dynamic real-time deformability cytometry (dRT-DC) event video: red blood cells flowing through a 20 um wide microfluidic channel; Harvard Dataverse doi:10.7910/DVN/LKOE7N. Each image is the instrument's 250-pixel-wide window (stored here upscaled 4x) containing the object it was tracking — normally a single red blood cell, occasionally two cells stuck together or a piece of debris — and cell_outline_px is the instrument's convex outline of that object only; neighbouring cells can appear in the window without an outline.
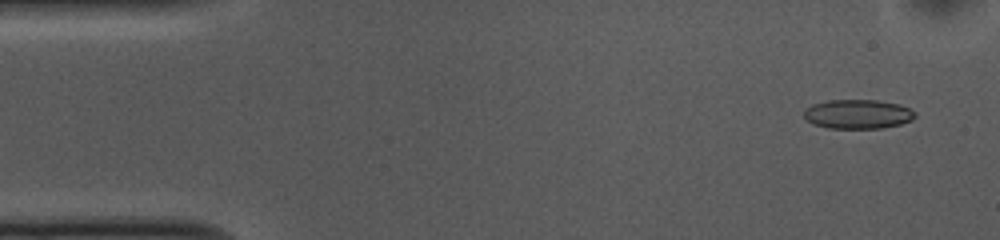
{"species": "common noctule bat (a hibernating species)", "species_latin": "Nyctalus noctula", "temperature_condition": "cold", "stored_images_in_passage": 52, "camera_frame_rate_fps": 3000, "um_per_image_px": 0.085, "animal": {"sex": "female", "body_mass_g": 10.0, "forearm_length_mm": 53.1}, "frame": {"image": 1, "passage_image": 3, "time_ms": 0.667, "image_size_px": [1000, 240], "cell_outline_px": [[916, 116], [912, 120], [900, 124], [880, 128], [828, 128], [812, 124], [804, 116], [804, 108], [812, 104], [828, 100], [876, 100], [900, 104], [916, 112]], "centroid_in_image_um": [72.9, 9.69], "position_along_channel_um": 12.1, "area_um2": 19.02}}
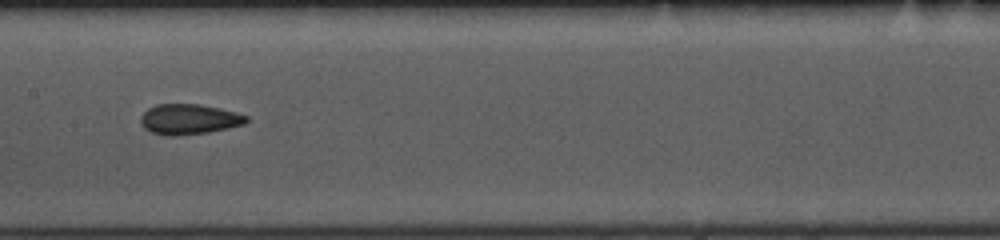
{"frame": {"image": 2, "passage_image": 25, "time_ms": 8.0, "image_size_px": [1000, 240], "cell_outline_px": [[248, 120], [244, 124], [228, 128], [208, 132], [176, 136], [164, 136], [152, 132], [144, 128], [140, 120], [140, 116], [148, 108], [156, 104], [200, 104], [220, 108], [236, 112], [248, 116]], "centroid_in_image_um": [16.06, 10.13], "position_along_channel_um": 191.3, "area_um2": 18.79}}
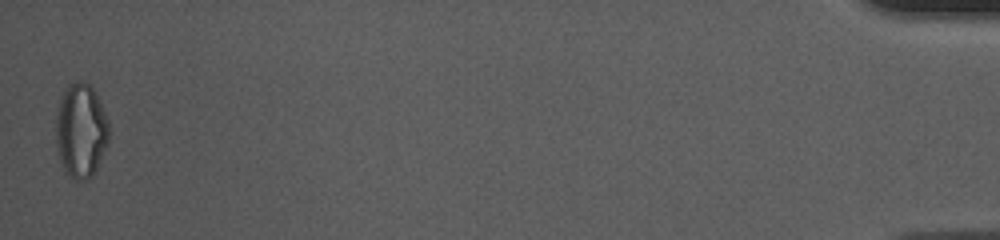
{"frame": {"image": 3, "passage_image": 52, "time_ms": 17.0, "image_size_px": [1000, 240], "cell_outline_px": [[108, 140], [96, 168], [92, 176], [88, 180], [76, 180], [64, 172], [60, 164], [56, 144], [56, 112], [60, 96], [64, 88], [68, 84], [76, 80], [84, 80], [92, 88], [108, 120]], "centroid_in_image_um": [6.83, 11.09], "position_along_channel_um": 428.4, "area_um2": 29.25}, "authors_computed_cell_mechanics": {"area_um2": 19.0451, "velocity_mm_per_s": 3.7336, "shape_relaxation_time_tau1_ms": null, "shape_relaxation_time_tau2_ms": 3.2952, "deformation_change_tau1": null, "deformation_change_tau2": 0.0894}}